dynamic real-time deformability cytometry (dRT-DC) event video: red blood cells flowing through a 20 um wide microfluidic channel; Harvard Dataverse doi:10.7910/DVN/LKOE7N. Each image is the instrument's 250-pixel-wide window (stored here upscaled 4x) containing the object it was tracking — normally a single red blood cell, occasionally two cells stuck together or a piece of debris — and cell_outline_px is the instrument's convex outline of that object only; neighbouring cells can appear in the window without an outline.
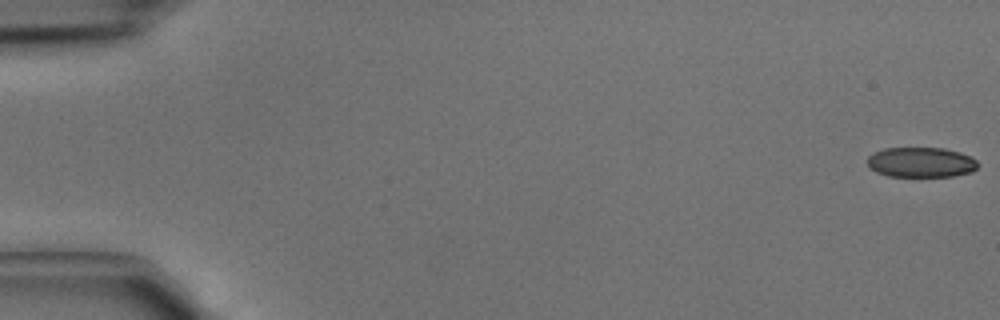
{"species": "common noctule bat (a hibernating species)", "species_latin": "Nyctalus noctula", "temperature_condition": "cold", "stored_images_in_passage": 44, "camera_frame_rate_fps": 3000, "um_per_image_px": 0.085, "animal": {"sex": "male", "body_mass_g": 15.6}, "frame": {"image": 1, "passage_image": 1, "time_ms": 0.0, "image_size_px": [1000, 320], "cell_outline_px": [[980, 164], [972, 172], [952, 176], [888, 176], [876, 172], [868, 168], [868, 156], [872, 152], [884, 148], [944, 148], [960, 152], [976, 160]], "centroid_in_image_um": [78.26, 13.79], "position_along_channel_um": 6.7, "area_um2": 19.48}}
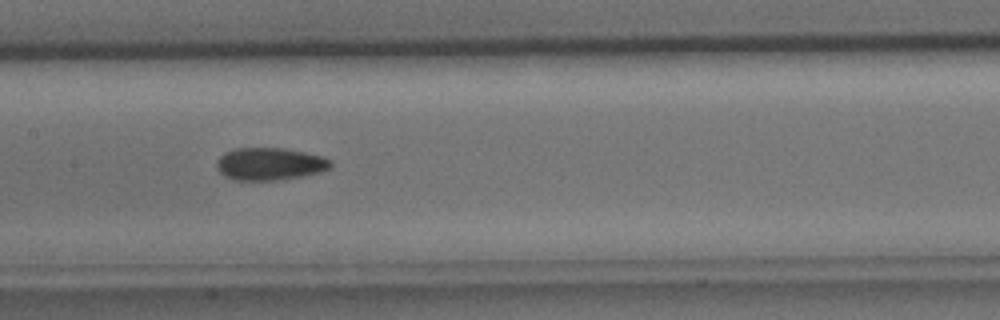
{"frame": {"image": 2, "passage_image": 22, "time_ms": 7.0, "image_size_px": [1000, 320], "cell_outline_px": [[332, 164], [328, 168], [320, 172], [304, 176], [280, 180], [232, 180], [224, 176], [216, 168], [216, 160], [224, 152], [232, 148], [284, 148], [324, 156], [332, 160]], "centroid_in_image_um": [22.91, 13.93], "position_along_channel_um": 184.5, "area_um2": 21.91}}
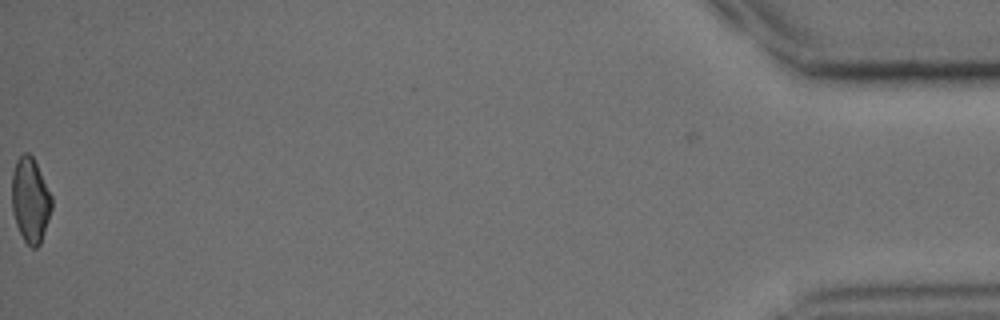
{"frame": {"image": 3, "passage_image": 44, "time_ms": 14.333, "image_size_px": [1000, 320], "cell_outline_px": [[52, 208], [40, 244], [36, 248], [32, 248], [24, 240], [16, 224], [12, 208], [12, 172], [16, 160], [24, 152], [28, 152], [32, 156], [52, 196]], "centroid_in_image_um": [2.57, 17.0], "position_along_channel_um": 432.6, "area_um2": 19.54}}